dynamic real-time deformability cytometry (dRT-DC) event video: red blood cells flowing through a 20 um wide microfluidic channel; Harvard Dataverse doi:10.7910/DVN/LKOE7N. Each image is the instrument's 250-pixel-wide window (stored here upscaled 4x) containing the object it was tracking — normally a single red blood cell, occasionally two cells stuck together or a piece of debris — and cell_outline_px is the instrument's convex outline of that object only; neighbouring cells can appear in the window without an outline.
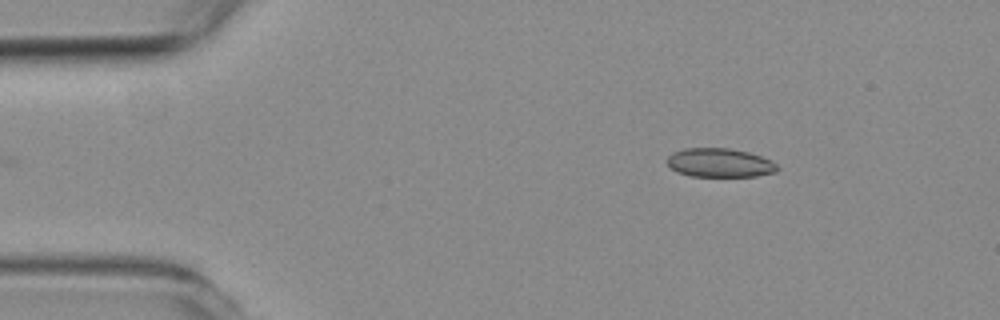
{"species": "common noctule bat (a hibernating species)", "species_latin": "Nyctalus noctula", "temperature_condition": "room temperature", "stored_images_in_passage": 4, "camera_frame_rate_fps": 3000, "um_per_image_px": 0.085, "animal": {"sex": "female", "body_mass_g": 19.3, "forearm_length_mm": 54.1}, "frame": {"image": 1, "passage_image": 1, "time_ms": 0.0, "image_size_px": [1000, 320], "cell_outline_px": [[780, 168], [776, 172], [756, 176], [692, 176], [676, 172], [668, 164], [668, 156], [672, 152], [684, 148], [728, 148], [748, 152], [760, 156], [776, 164]], "centroid_in_image_um": [61.16, 13.83], "position_along_channel_um": 23.8, "area_um2": 18.44}}
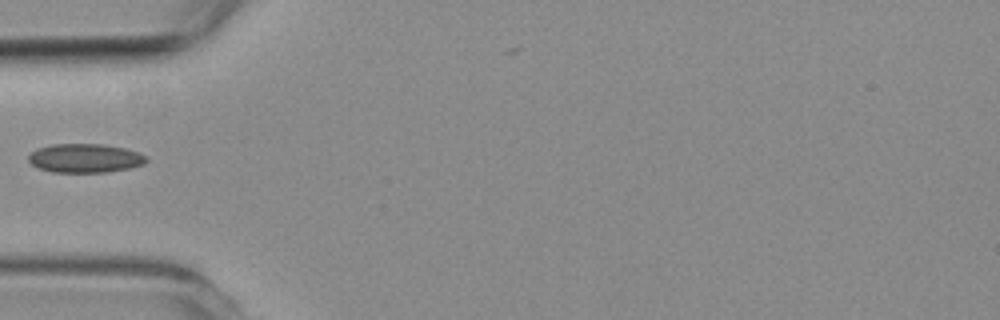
{"frame": {"image": 2, "passage_image": 4, "time_ms": 3.333, "image_size_px": [1000, 320], "cell_outline_px": [[148, 160], [144, 164], [128, 168], [108, 172], [52, 172], [40, 168], [32, 164], [28, 160], [28, 156], [36, 148], [52, 144], [100, 144], [124, 148], [148, 156]], "centroid_in_image_um": [7.22, 13.44], "position_along_channel_um": 77.8, "area_um2": 19.77}}